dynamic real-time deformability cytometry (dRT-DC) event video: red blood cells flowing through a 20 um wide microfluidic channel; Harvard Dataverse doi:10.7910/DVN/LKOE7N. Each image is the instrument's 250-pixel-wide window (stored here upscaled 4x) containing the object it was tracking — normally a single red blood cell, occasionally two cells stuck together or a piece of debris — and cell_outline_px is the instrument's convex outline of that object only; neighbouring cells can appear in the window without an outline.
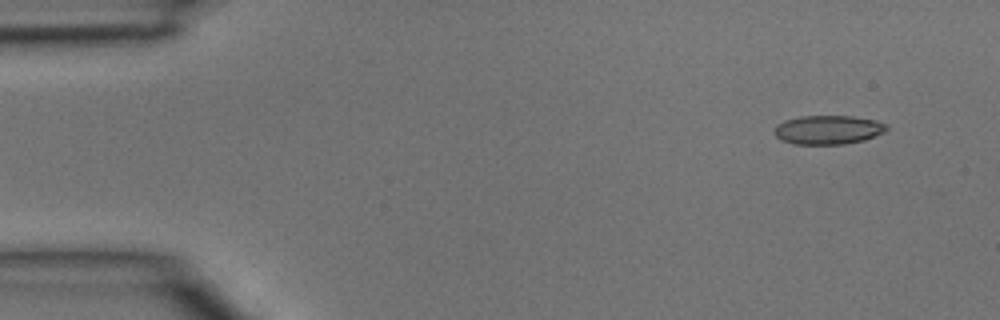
{"species": "common noctule bat (a hibernating species)", "species_latin": "Nyctalus noctula", "temperature_condition": "room temperature", "stored_images_in_passage": 4, "camera_frame_rate_fps": 3000, "um_per_image_px": 0.085, "animal": {"sex": "male", "body_mass_g": 15.6}, "frame": {"image": 1, "passage_image": 1, "time_ms": 0.0, "image_size_px": [1000, 320], "cell_outline_px": [[888, 128], [884, 132], [864, 140], [844, 144], [792, 144], [780, 140], [772, 132], [776, 124], [784, 120], [800, 116], [852, 116], [876, 120], [888, 124]], "centroid_in_image_um": [70.35, 11.03], "position_along_channel_um": 14.6, "area_um2": 19.19}}
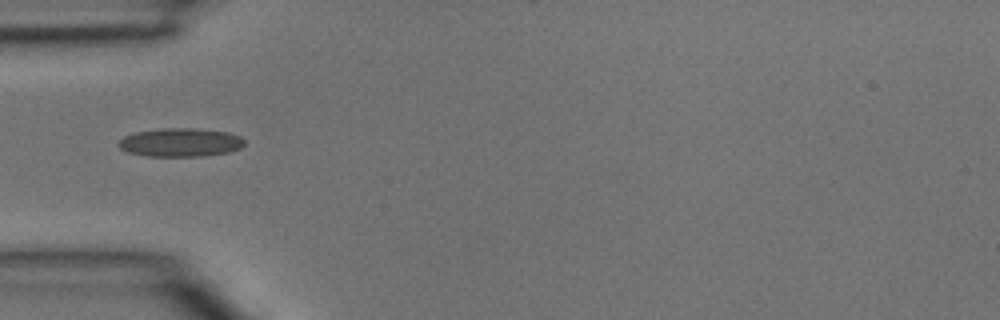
{"frame": {"image": 2, "passage_image": 4, "time_ms": 1.0, "image_size_px": [1000, 320], "cell_outline_px": [[244, 144], [240, 148], [228, 152], [200, 156], [148, 156], [128, 152], [120, 148], [116, 144], [124, 136], [136, 132], [160, 128], [196, 128], [228, 132], [240, 136], [244, 140]], "centroid_in_image_um": [15.32, 12.1], "position_along_channel_um": 69.7, "area_um2": 20.92}}